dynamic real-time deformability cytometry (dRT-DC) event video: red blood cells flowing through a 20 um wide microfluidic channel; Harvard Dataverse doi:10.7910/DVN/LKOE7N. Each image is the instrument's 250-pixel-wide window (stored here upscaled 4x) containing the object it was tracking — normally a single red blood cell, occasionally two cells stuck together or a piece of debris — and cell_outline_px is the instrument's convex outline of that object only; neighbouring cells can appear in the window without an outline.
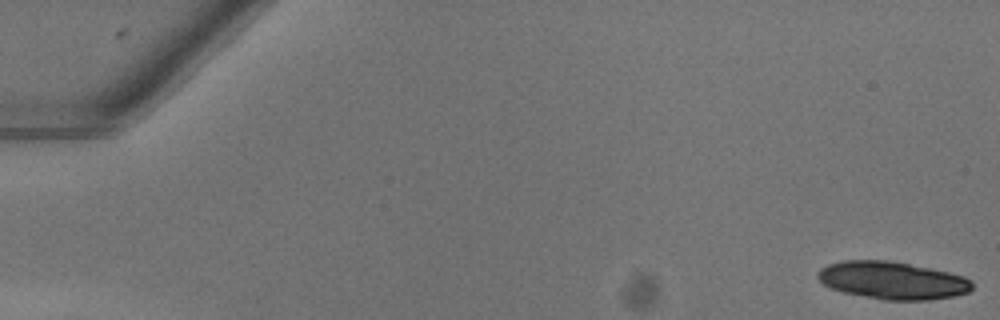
{"species": "common noctule bat (a hibernating species)", "species_latin": "Nyctalus noctula", "temperature_condition": "warm", "stored_images_in_passage": 52, "camera_frame_rate_fps": 3000, "um_per_image_px": 0.085, "animal": {"sex": "female"}, "frame": {"image": 1, "passage_image": 1, "time_ms": 0.0, "image_size_px": [1000, 320], "cell_outline_px": [[972, 288], [968, 292], [952, 296], [928, 300], [884, 300], [844, 292], [832, 288], [824, 284], [816, 276], [816, 272], [820, 268], [828, 264], [844, 260], [888, 260], [932, 268], [964, 276], [972, 280]], "centroid_in_image_um": [75.85, 23.82], "position_along_channel_um": 9.2, "area_um2": 33.81}}
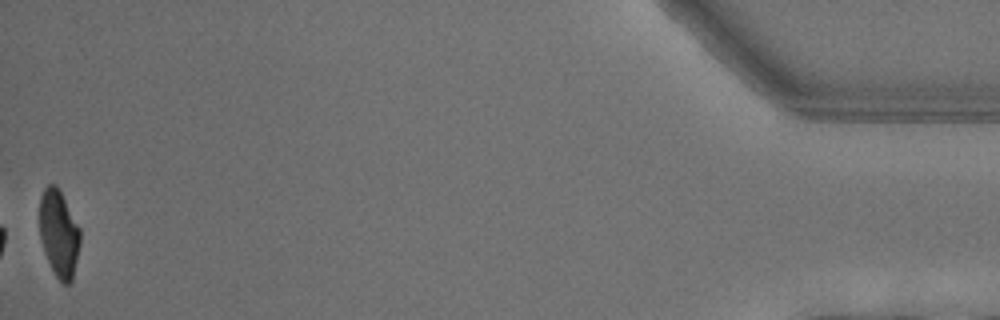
{"frame": {"image": 2, "passage_image": 52, "time_ms": 17.0, "image_size_px": [1000, 320], "cell_outline_px": [[80, 244], [72, 280], [68, 284], [64, 284], [56, 276], [44, 252], [40, 236], [40, 196], [44, 188], [48, 184], [56, 184], [80, 228]], "centroid_in_image_um": [5.01, 19.83], "position_along_channel_um": 430.2, "area_um2": 20.35}, "authors_computed_cell_mechanics": {"area_um2": 24.6517, "velocity_mm_per_s": 4.0725, "shape_relaxation_time_tau1_ms": 4.1974, "shape_relaxation_time_tau2_ms": 3.7904, "deformation_change_tau1": 0.1711, "deformation_change_tau2": 0.0629}}